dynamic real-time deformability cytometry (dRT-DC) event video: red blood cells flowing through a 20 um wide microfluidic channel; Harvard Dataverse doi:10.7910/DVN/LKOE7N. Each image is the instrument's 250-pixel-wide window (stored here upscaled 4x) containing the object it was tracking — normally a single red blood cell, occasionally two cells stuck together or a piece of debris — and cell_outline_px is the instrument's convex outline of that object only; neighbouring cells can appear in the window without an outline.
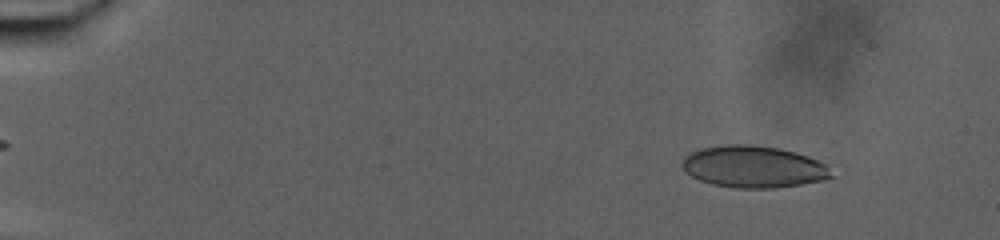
{"species": "human", "species_latin": "Homo sapiens", "temperature_condition": "warm", "stored_images_in_passage": 77, "camera_frame_rate_fps": 3000, "um_per_image_px": 0.085, "donor": {"sex": "male"}, "frame": {"image": 1, "passage_image": 8, "time_ms": 2.333, "image_size_px": [1000, 240], "cell_outline_px": [[836, 176], [824, 180], [776, 188], [736, 188], [712, 184], [700, 180], [684, 172], [680, 164], [684, 156], [692, 152], [704, 148], [728, 144], [748, 144], [780, 148], [796, 152], [828, 164]], "centroid_in_image_um": [64.08, 14.18], "position_along_channel_um": 20.9, "area_um2": 36.7}}
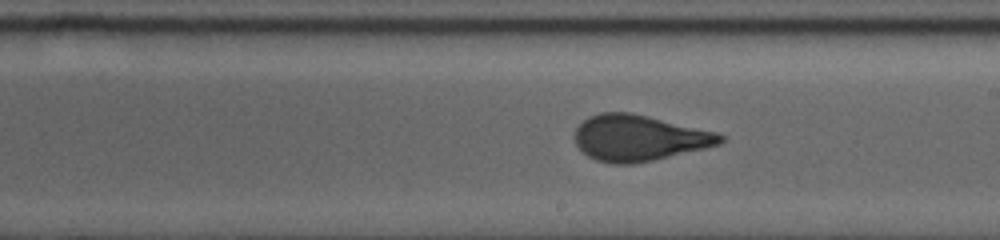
{"frame": {"image": 2, "passage_image": 46, "time_ms": 15.0, "image_size_px": [1000, 240], "cell_outline_px": [[724, 140], [720, 144], [704, 148], [652, 160], [632, 164], [612, 164], [596, 160], [588, 156], [576, 144], [576, 128], [588, 116], [600, 112], [632, 112], [716, 132], [724, 136]], "centroid_in_image_um": [54.3, 11.72], "position_along_channel_um": 234.7, "area_um2": 38.67}}
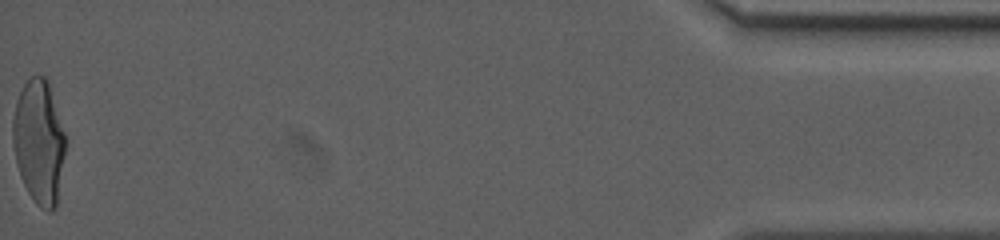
{"frame": {"image": 3, "passage_image": 77, "time_ms": 25.333, "image_size_px": [1000, 240], "cell_outline_px": [[64, 152], [56, 208], [52, 212], [48, 212], [40, 208], [36, 204], [28, 192], [20, 176], [16, 164], [12, 144], [12, 120], [16, 100], [24, 84], [32, 76], [44, 76], [48, 80], [64, 132]], "centroid_in_image_um": [3.28, 12.07], "position_along_channel_um": 431.9, "area_um2": 37.92}, "authors_computed_cell_mechanics": {"area_um2": 37.9746, "velocity_mm_per_s": 2.7317, "shape_relaxation_time_tau1_ms": 10.3257, "shape_relaxation_time_tau2_ms": null, "deformation_change_tau1": 0.268, "deformation_change_tau2": null}}